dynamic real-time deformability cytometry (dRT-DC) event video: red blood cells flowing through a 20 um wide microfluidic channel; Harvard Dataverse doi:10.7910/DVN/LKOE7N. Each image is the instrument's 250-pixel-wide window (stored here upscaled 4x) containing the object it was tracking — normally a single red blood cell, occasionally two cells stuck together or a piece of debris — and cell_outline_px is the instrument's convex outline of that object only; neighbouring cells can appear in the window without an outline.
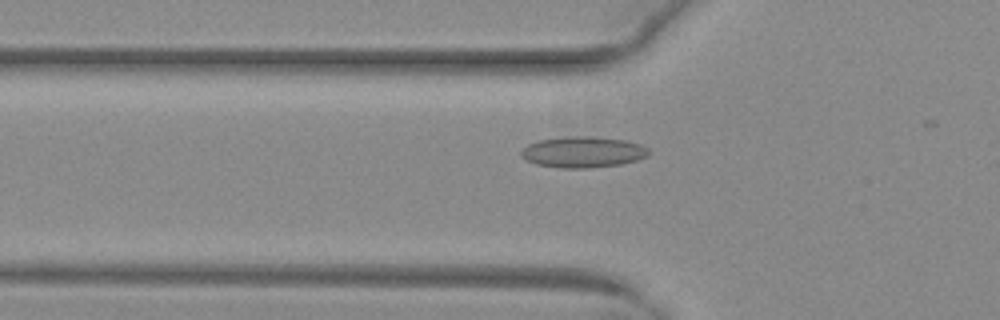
{"species": "common noctule bat (a hibernating species)", "species_latin": "Nyctalus noctula", "temperature_condition": "warm", "stored_images_in_passage": 48, "camera_frame_rate_fps": 3000, "um_per_image_px": 0.085, "animal": {"sex": "female", "body_mass_g": 29.2, "forearm_length_mm": 56.3}, "frame": {"image": 1, "passage_image": 19, "time_ms": 6.0, "image_size_px": [1000, 320], "cell_outline_px": [[648, 156], [636, 160], [620, 164], [588, 168], [560, 168], [536, 164], [520, 156], [520, 148], [528, 144], [540, 140], [568, 136], [588, 136], [624, 140], [640, 144], [648, 148]], "centroid_in_image_um": [49.51, 12.92], "position_along_channel_um": 76.3, "area_um2": 23.0}}
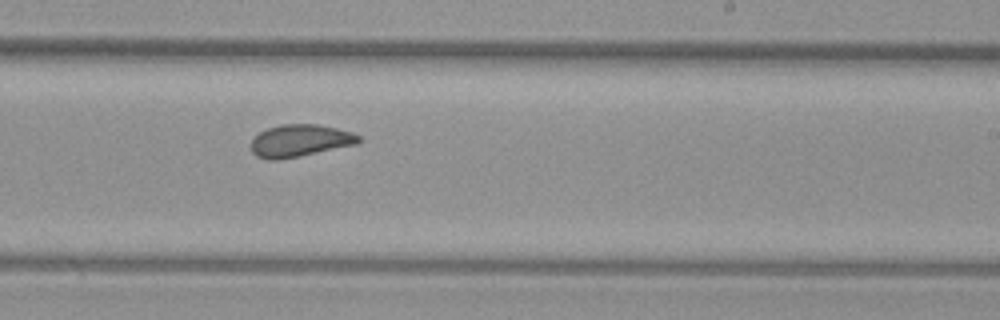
{"frame": {"image": 2, "passage_image": 33, "time_ms": 10.667, "image_size_px": [1000, 320], "cell_outline_px": [[360, 140], [356, 144], [300, 156], [280, 160], [268, 160], [256, 156], [252, 152], [252, 140], [260, 132], [268, 128], [284, 124], [320, 124], [352, 132], [360, 136]], "centroid_in_image_um": [25.49, 11.96], "position_along_channel_um": 263.5, "area_um2": 20.11}}
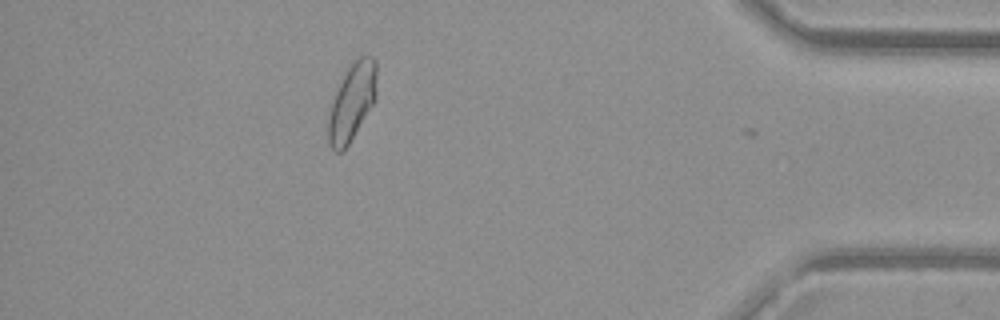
{"frame": {"image": 3, "passage_image": 47, "time_ms": 15.333, "image_size_px": [1000, 320], "cell_outline_px": [[376, 100], [348, 144], [340, 152], [336, 152], [328, 144], [328, 120], [336, 88], [344, 72], [352, 60], [360, 56], [372, 56], [376, 60]], "centroid_in_image_um": [29.92, 8.61], "position_along_channel_um": 405.3, "area_um2": 21.85}, "authors_computed_cell_mechanics": {"area_um2": 21.0103, "velocity_mm_per_s": 4.0058, "shape_relaxation_time_tau1_ms": null, "shape_relaxation_time_tau2_ms": 1.5245, "deformation_change_tau1": null, "deformation_change_tau2": 0.0792}}